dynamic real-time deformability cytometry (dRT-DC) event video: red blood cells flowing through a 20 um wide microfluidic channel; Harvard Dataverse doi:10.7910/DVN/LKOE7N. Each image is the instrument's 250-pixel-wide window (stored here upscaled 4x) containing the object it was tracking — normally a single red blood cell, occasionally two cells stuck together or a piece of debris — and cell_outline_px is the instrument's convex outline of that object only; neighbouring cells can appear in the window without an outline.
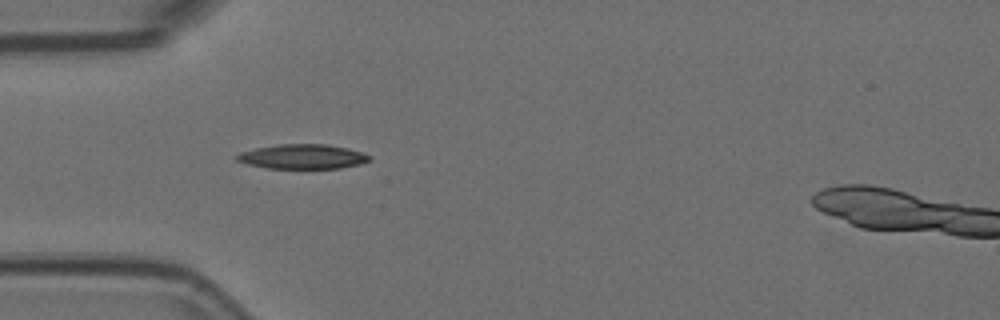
{"species": "Egyptian fruit bat (a non-hibernating species)", "species_latin": "Rousettus aegyptiacus", "temperature_condition": "room temperature", "stored_images_in_passage": 6, "camera_frame_rate_fps": 3000, "um_per_image_px": 0.085, "animal": {"sex": "female"}, "frame": {"image": 1, "passage_image": 5, "time_ms": 1.333, "image_size_px": [1000, 320], "cell_outline_px": [[372, 160], [360, 164], [340, 168], [268, 168], [248, 164], [236, 160], [236, 156], [240, 152], [256, 148], [280, 144], [328, 144], [348, 148], [372, 156]], "centroid_in_image_um": [25.76, 13.31], "position_along_channel_um": 59.2, "area_um2": 18.96}}